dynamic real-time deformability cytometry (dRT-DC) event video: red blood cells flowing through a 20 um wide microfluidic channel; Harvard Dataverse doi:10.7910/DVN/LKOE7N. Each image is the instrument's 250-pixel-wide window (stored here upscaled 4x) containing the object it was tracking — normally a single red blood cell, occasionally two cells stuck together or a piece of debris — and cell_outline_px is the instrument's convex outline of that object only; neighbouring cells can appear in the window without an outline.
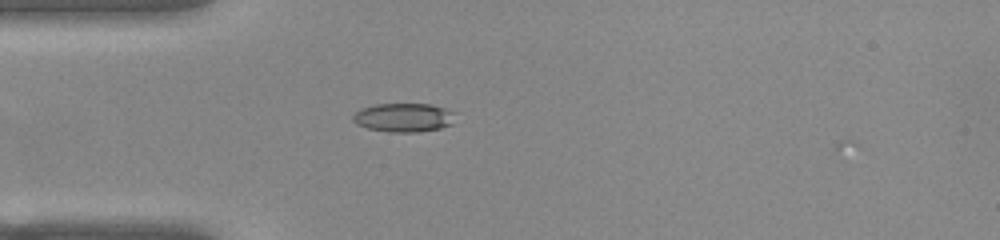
{"species": "common noctule bat (a hibernating species)", "species_latin": "Nyctalus noctula", "temperature_condition": "warm", "stored_images_in_passage": 3, "camera_frame_rate_fps": 3000, "um_per_image_px": 0.085, "animal": {"sex": "female", "body_mass_g": 22.0, "forearm_length_mm": 56.7}, "frame": {"image": 1, "passage_image": 2, "time_ms": 0.333, "image_size_px": [1000, 240], "cell_outline_px": [[456, 112], [452, 124], [440, 128], [420, 132], [388, 132], [368, 128], [356, 124], [352, 120], [352, 116], [360, 108], [376, 104], [428, 104], [444, 108]], "centroid_in_image_um": [34.31, 9.99], "position_along_channel_um": 50.7, "area_um2": 17.28}}